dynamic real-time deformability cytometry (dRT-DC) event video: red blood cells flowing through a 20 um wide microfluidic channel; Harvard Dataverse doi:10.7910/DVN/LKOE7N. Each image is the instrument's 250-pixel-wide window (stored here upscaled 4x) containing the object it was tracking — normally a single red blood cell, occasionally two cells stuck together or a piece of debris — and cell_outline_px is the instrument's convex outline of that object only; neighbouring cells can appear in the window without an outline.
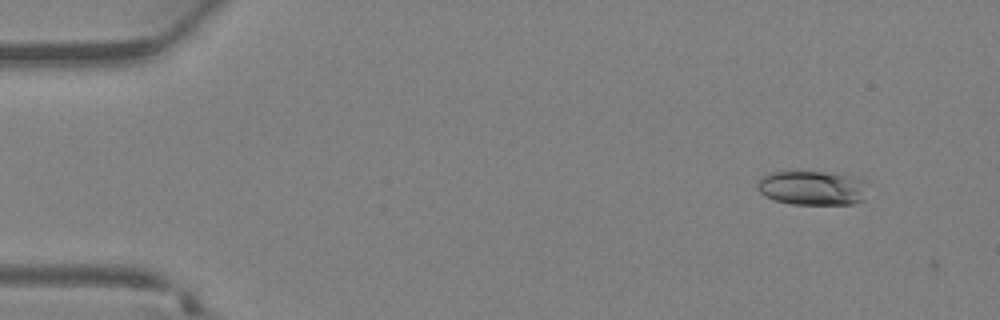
{"species": "Egyptian fruit bat (a non-hibernating species)", "species_latin": "Rousettus aegyptiacus", "temperature_condition": "warm", "stored_images_in_passage": 2, "camera_frame_rate_fps": 3000, "um_per_image_px": 0.085, "animal": {"sex": "female"}, "frame": {"image": 1, "passage_image": 1, "time_ms": 0.0, "image_size_px": [1000, 320], "cell_outline_px": [[868, 180], [864, 200], [852, 204], [792, 204], [776, 200], [764, 196], [756, 188], [756, 184], [768, 172], [844, 172]], "centroid_in_image_um": [69.13, 15.95], "position_along_channel_um": 15.9, "area_um2": 22.66}}